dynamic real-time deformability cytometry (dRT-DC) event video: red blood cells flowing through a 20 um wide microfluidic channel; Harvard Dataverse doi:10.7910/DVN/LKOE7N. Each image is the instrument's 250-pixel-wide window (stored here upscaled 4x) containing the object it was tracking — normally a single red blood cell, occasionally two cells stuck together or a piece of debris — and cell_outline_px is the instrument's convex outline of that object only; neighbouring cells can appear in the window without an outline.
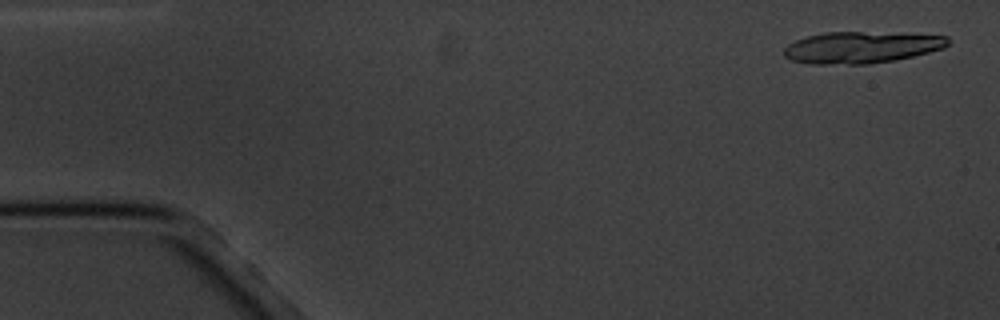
{"species": "common noctule bat (a hibernating species)", "species_latin": "Nyctalus noctula", "temperature_condition": "cold", "stored_images_in_passage": 6, "camera_frame_rate_fps": 3000, "um_per_image_px": 0.085, "animal": {"sex": "male", "body_mass_g": 20.1, "forearm_length_mm": 53.5}, "frame": {"image": 1, "passage_image": 1, "time_ms": 0.0, "image_size_px": [1000, 320], "cell_outline_px": [[952, 40], [944, 48], [896, 60], [868, 64], [808, 64], [792, 60], [784, 56], [784, 48], [788, 44], [804, 36], [824, 32], [860, 32], [948, 36]], "centroid_in_image_um": [73.18, 4.03], "position_along_channel_um": 11.8, "area_um2": 30.17}}